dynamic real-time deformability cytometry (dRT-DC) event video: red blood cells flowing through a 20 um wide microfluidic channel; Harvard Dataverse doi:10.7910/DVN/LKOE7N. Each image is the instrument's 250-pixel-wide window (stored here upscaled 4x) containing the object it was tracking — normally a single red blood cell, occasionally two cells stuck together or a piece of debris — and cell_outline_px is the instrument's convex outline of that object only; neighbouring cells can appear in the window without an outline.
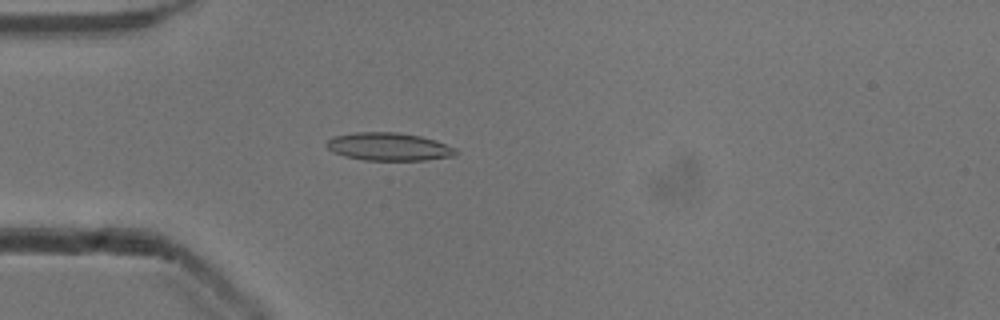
{"species": "common noctule bat (a hibernating species)", "species_latin": "Nyctalus noctula", "temperature_condition": "cold", "stored_images_in_passage": 52, "camera_frame_rate_fps": 3000, "um_per_image_px": 0.085, "animal": {"sex": "male", "body_mass_g": 13.3}, "frame": {"image": 1, "passage_image": 15, "time_ms": 4.667, "image_size_px": [1000, 320], "cell_outline_px": [[456, 156], [428, 160], [364, 160], [344, 156], [328, 148], [324, 144], [332, 136], [356, 132], [400, 132], [420, 136], [436, 140], [456, 148]], "centroid_in_image_um": [33.07, 12.46], "position_along_channel_um": 51.9, "area_um2": 21.15}}
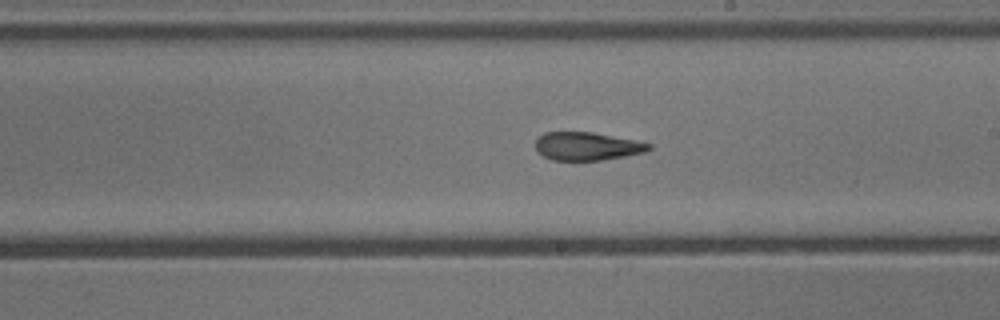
{"frame": {"image": 2, "passage_image": 30, "time_ms": 9.667, "image_size_px": [1000, 320], "cell_outline_px": [[652, 148], [644, 152], [624, 156], [600, 160], [552, 160], [544, 156], [536, 148], [536, 140], [544, 132], [592, 132], [636, 140], [652, 144]], "centroid_in_image_um": [49.92, 12.42], "position_along_channel_um": 239.1, "area_um2": 18.44}}
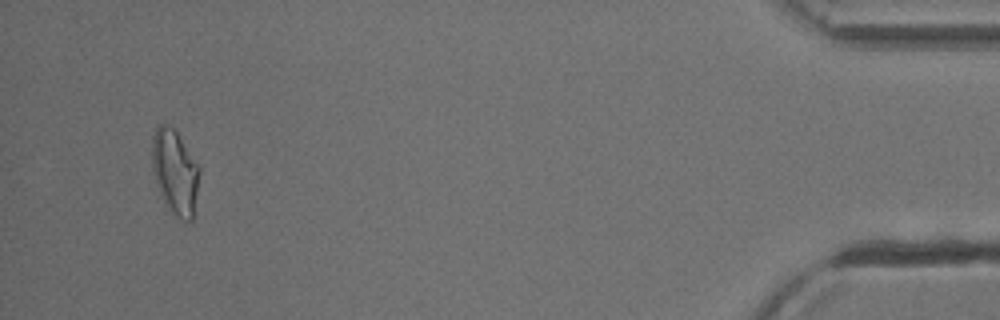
{"frame": {"image": 3, "passage_image": 50, "time_ms": 16.333, "image_size_px": [1000, 320], "cell_outline_px": [[200, 172], [192, 220], [184, 220], [172, 212], [164, 204], [156, 184], [152, 168], [152, 136], [156, 124], [164, 124], [172, 128], [176, 132], [200, 164]], "centroid_in_image_um": [14.86, 14.58], "position_along_channel_um": 420.3, "area_um2": 23.47}, "authors_computed_cell_mechanics": {"area_um2": 19.9988, "velocity_mm_per_s": 3.924, "shape_relaxation_time_tau1_ms": null, "shape_relaxation_time_tau2_ms": 2.5015, "deformation_change_tau1": null, "deformation_change_tau2": 0.1091}}